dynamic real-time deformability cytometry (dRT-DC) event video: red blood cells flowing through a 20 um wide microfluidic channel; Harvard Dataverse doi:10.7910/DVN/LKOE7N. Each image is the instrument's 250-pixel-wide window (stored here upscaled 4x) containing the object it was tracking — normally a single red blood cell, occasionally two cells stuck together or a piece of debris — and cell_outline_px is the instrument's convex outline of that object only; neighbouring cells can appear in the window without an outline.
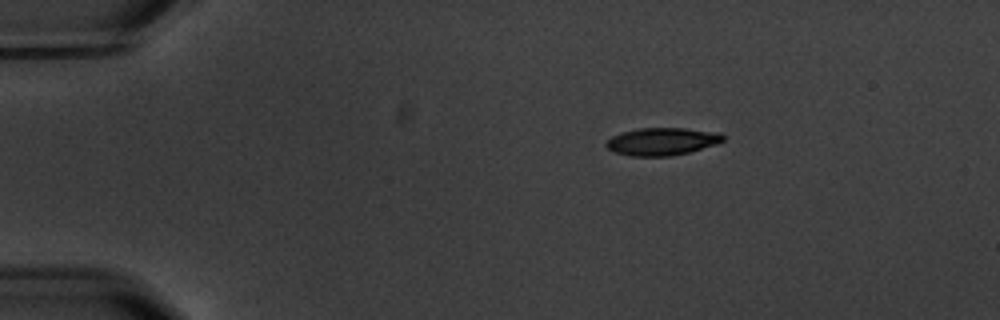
{"species": "common noctule bat (a hibernating species)", "species_latin": "Nyctalus noctula", "temperature_condition": "warm", "stored_images_in_passage": 4, "camera_frame_rate_fps": 3000, "um_per_image_px": 0.085, "animal": {"sex": "male", "body_mass_g": 20.1, "forearm_length_mm": 53.5}, "frame": {"image": 1, "passage_image": 2, "time_ms": 1.0, "image_size_px": [1000, 320], "cell_outline_px": [[724, 140], [716, 144], [688, 152], [672, 156], [628, 156], [612, 152], [604, 144], [612, 136], [624, 132], [640, 128], [684, 128], [720, 132], [724, 136]], "centroid_in_image_um": [56.26, 12.03], "position_along_channel_um": 28.7, "area_um2": 18.79}}